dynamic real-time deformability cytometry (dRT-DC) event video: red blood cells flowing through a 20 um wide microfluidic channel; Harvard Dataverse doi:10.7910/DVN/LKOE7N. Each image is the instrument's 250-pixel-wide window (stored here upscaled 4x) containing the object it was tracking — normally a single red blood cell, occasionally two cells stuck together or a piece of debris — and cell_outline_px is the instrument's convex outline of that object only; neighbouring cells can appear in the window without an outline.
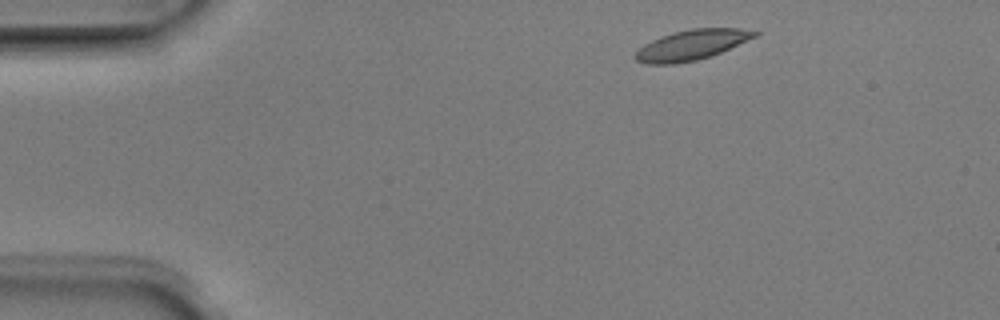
{"species": "Egyptian fruit bat (a non-hibernating species)", "species_latin": "Rousettus aegyptiacus", "temperature_condition": "room temperature", "stored_images_in_passage": 3, "camera_frame_rate_fps": 3000, "um_per_image_px": 0.085, "animal": {"sex": "male"}, "frame": {"image": 1, "passage_image": 1, "time_ms": 0.0, "image_size_px": [1000, 320], "cell_outline_px": [[760, 32], [756, 36], [712, 56], [696, 60], [676, 64], [644, 64], [636, 60], [632, 56], [644, 44], [660, 36], [672, 32], [692, 28], [740, 28]], "centroid_in_image_um": [58.74, 3.82], "position_along_channel_um": 26.3, "area_um2": 21.04}}